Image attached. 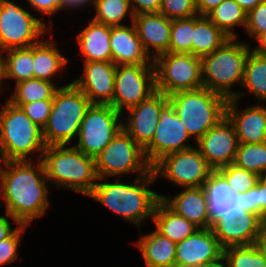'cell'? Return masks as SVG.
Listing matches in <instances>:
<instances>
[{"label":"cell","instance_id":"47","mask_svg":"<svg viewBox=\"0 0 266 267\" xmlns=\"http://www.w3.org/2000/svg\"><path fill=\"white\" fill-rule=\"evenodd\" d=\"M14 224L15 226L13 227ZM19 225L21 224L8 213L0 215V241L9 237Z\"/></svg>","mask_w":266,"mask_h":267},{"label":"cell","instance_id":"20","mask_svg":"<svg viewBox=\"0 0 266 267\" xmlns=\"http://www.w3.org/2000/svg\"><path fill=\"white\" fill-rule=\"evenodd\" d=\"M240 100L228 99L226 116L232 122L238 142L256 144L266 142V103L249 105L242 109Z\"/></svg>","mask_w":266,"mask_h":267},{"label":"cell","instance_id":"19","mask_svg":"<svg viewBox=\"0 0 266 267\" xmlns=\"http://www.w3.org/2000/svg\"><path fill=\"white\" fill-rule=\"evenodd\" d=\"M81 76L71 82L90 100L91 104L110 105L115 84L116 67L113 62H83Z\"/></svg>","mask_w":266,"mask_h":267},{"label":"cell","instance_id":"26","mask_svg":"<svg viewBox=\"0 0 266 267\" xmlns=\"http://www.w3.org/2000/svg\"><path fill=\"white\" fill-rule=\"evenodd\" d=\"M133 242L141 253L145 267H176V243L162 236L155 229L142 234Z\"/></svg>","mask_w":266,"mask_h":267},{"label":"cell","instance_id":"27","mask_svg":"<svg viewBox=\"0 0 266 267\" xmlns=\"http://www.w3.org/2000/svg\"><path fill=\"white\" fill-rule=\"evenodd\" d=\"M205 190L211 224L219 217L238 206V193L231 189L226 179L218 172L212 171L205 183Z\"/></svg>","mask_w":266,"mask_h":267},{"label":"cell","instance_id":"7","mask_svg":"<svg viewBox=\"0 0 266 267\" xmlns=\"http://www.w3.org/2000/svg\"><path fill=\"white\" fill-rule=\"evenodd\" d=\"M169 100L194 142L226 116L228 99L204 87L175 92Z\"/></svg>","mask_w":266,"mask_h":267},{"label":"cell","instance_id":"5","mask_svg":"<svg viewBox=\"0 0 266 267\" xmlns=\"http://www.w3.org/2000/svg\"><path fill=\"white\" fill-rule=\"evenodd\" d=\"M252 44L229 38L213 53L201 58L203 87L221 94L227 99L235 98L241 88L246 58ZM234 87V88H233Z\"/></svg>","mask_w":266,"mask_h":267},{"label":"cell","instance_id":"15","mask_svg":"<svg viewBox=\"0 0 266 267\" xmlns=\"http://www.w3.org/2000/svg\"><path fill=\"white\" fill-rule=\"evenodd\" d=\"M263 218L240 207L233 208L211 224V230L223 248L259 243Z\"/></svg>","mask_w":266,"mask_h":267},{"label":"cell","instance_id":"38","mask_svg":"<svg viewBox=\"0 0 266 267\" xmlns=\"http://www.w3.org/2000/svg\"><path fill=\"white\" fill-rule=\"evenodd\" d=\"M217 171L226 179L228 185L236 193H244L253 188L260 178L256 173L240 168L233 163Z\"/></svg>","mask_w":266,"mask_h":267},{"label":"cell","instance_id":"36","mask_svg":"<svg viewBox=\"0 0 266 267\" xmlns=\"http://www.w3.org/2000/svg\"><path fill=\"white\" fill-rule=\"evenodd\" d=\"M233 164L258 176H266V142L256 144L239 143Z\"/></svg>","mask_w":266,"mask_h":267},{"label":"cell","instance_id":"1","mask_svg":"<svg viewBox=\"0 0 266 267\" xmlns=\"http://www.w3.org/2000/svg\"><path fill=\"white\" fill-rule=\"evenodd\" d=\"M42 160L4 161L0 165V209L20 224L30 225L51 207Z\"/></svg>","mask_w":266,"mask_h":267},{"label":"cell","instance_id":"53","mask_svg":"<svg viewBox=\"0 0 266 267\" xmlns=\"http://www.w3.org/2000/svg\"><path fill=\"white\" fill-rule=\"evenodd\" d=\"M259 244L266 253V225L263 226L262 233L260 235Z\"/></svg>","mask_w":266,"mask_h":267},{"label":"cell","instance_id":"51","mask_svg":"<svg viewBox=\"0 0 266 267\" xmlns=\"http://www.w3.org/2000/svg\"><path fill=\"white\" fill-rule=\"evenodd\" d=\"M241 8L248 13L253 10L263 0H235Z\"/></svg>","mask_w":266,"mask_h":267},{"label":"cell","instance_id":"55","mask_svg":"<svg viewBox=\"0 0 266 267\" xmlns=\"http://www.w3.org/2000/svg\"><path fill=\"white\" fill-rule=\"evenodd\" d=\"M0 165L4 162V156L2 154V150H1V147H0Z\"/></svg>","mask_w":266,"mask_h":267},{"label":"cell","instance_id":"17","mask_svg":"<svg viewBox=\"0 0 266 267\" xmlns=\"http://www.w3.org/2000/svg\"><path fill=\"white\" fill-rule=\"evenodd\" d=\"M238 144L234 126L225 116L196 142V147L208 166L217 171L234 162Z\"/></svg>","mask_w":266,"mask_h":267},{"label":"cell","instance_id":"52","mask_svg":"<svg viewBox=\"0 0 266 267\" xmlns=\"http://www.w3.org/2000/svg\"><path fill=\"white\" fill-rule=\"evenodd\" d=\"M5 77H4V59H3V55H2V52H0V95L3 93L5 94L4 92L7 93V91H5L4 89L6 88L7 90V85L5 84ZM4 90V91H3Z\"/></svg>","mask_w":266,"mask_h":267},{"label":"cell","instance_id":"22","mask_svg":"<svg viewBox=\"0 0 266 267\" xmlns=\"http://www.w3.org/2000/svg\"><path fill=\"white\" fill-rule=\"evenodd\" d=\"M52 33L53 30L48 33L49 37L44 36V40L41 39L38 43L33 45L34 78L47 80L57 85L59 84V87H63L70 84L71 81H66L67 83H63L62 85V83H60L62 82L61 80L58 79V82L54 78L63 77L62 72H67V65L71 60L62 53V50L59 51L60 48L57 47V41L51 39L54 36Z\"/></svg>","mask_w":266,"mask_h":267},{"label":"cell","instance_id":"49","mask_svg":"<svg viewBox=\"0 0 266 267\" xmlns=\"http://www.w3.org/2000/svg\"><path fill=\"white\" fill-rule=\"evenodd\" d=\"M224 0H196V9L198 15L207 16Z\"/></svg>","mask_w":266,"mask_h":267},{"label":"cell","instance_id":"41","mask_svg":"<svg viewBox=\"0 0 266 267\" xmlns=\"http://www.w3.org/2000/svg\"><path fill=\"white\" fill-rule=\"evenodd\" d=\"M251 40H256L261 34L266 32V0L260 2L253 10L249 11L246 16V26L244 33Z\"/></svg>","mask_w":266,"mask_h":267},{"label":"cell","instance_id":"13","mask_svg":"<svg viewBox=\"0 0 266 267\" xmlns=\"http://www.w3.org/2000/svg\"><path fill=\"white\" fill-rule=\"evenodd\" d=\"M155 89L153 64L118 65L112 103L120 113L147 99Z\"/></svg>","mask_w":266,"mask_h":267},{"label":"cell","instance_id":"25","mask_svg":"<svg viewBox=\"0 0 266 267\" xmlns=\"http://www.w3.org/2000/svg\"><path fill=\"white\" fill-rule=\"evenodd\" d=\"M76 34L79 55L83 62H112L110 45L111 26L88 19Z\"/></svg>","mask_w":266,"mask_h":267},{"label":"cell","instance_id":"42","mask_svg":"<svg viewBox=\"0 0 266 267\" xmlns=\"http://www.w3.org/2000/svg\"><path fill=\"white\" fill-rule=\"evenodd\" d=\"M21 107L24 113L40 128H44L52 111L53 100L34 101L25 104H14Z\"/></svg>","mask_w":266,"mask_h":267},{"label":"cell","instance_id":"18","mask_svg":"<svg viewBox=\"0 0 266 267\" xmlns=\"http://www.w3.org/2000/svg\"><path fill=\"white\" fill-rule=\"evenodd\" d=\"M223 247L211 228H199L176 243V267H202L223 259Z\"/></svg>","mask_w":266,"mask_h":267},{"label":"cell","instance_id":"29","mask_svg":"<svg viewBox=\"0 0 266 267\" xmlns=\"http://www.w3.org/2000/svg\"><path fill=\"white\" fill-rule=\"evenodd\" d=\"M241 88L236 99L243 101L247 95H253L257 103H266V56L249 51Z\"/></svg>","mask_w":266,"mask_h":267},{"label":"cell","instance_id":"12","mask_svg":"<svg viewBox=\"0 0 266 267\" xmlns=\"http://www.w3.org/2000/svg\"><path fill=\"white\" fill-rule=\"evenodd\" d=\"M156 180L159 177L177 188L203 187L213 171L196 146L163 156L153 166Z\"/></svg>","mask_w":266,"mask_h":267},{"label":"cell","instance_id":"39","mask_svg":"<svg viewBox=\"0 0 266 267\" xmlns=\"http://www.w3.org/2000/svg\"><path fill=\"white\" fill-rule=\"evenodd\" d=\"M28 227L29 225L21 224L9 237L0 241V267L19 259L18 247L21 245L22 237Z\"/></svg>","mask_w":266,"mask_h":267},{"label":"cell","instance_id":"56","mask_svg":"<svg viewBox=\"0 0 266 267\" xmlns=\"http://www.w3.org/2000/svg\"><path fill=\"white\" fill-rule=\"evenodd\" d=\"M263 224L266 225V217L263 219Z\"/></svg>","mask_w":266,"mask_h":267},{"label":"cell","instance_id":"43","mask_svg":"<svg viewBox=\"0 0 266 267\" xmlns=\"http://www.w3.org/2000/svg\"><path fill=\"white\" fill-rule=\"evenodd\" d=\"M27 2V6L31 8L32 12H37L40 15V20L44 22L51 30L53 26V22L51 21L52 17L57 15L62 11V0H25ZM49 17V22L46 23L45 17ZM44 19V20H43Z\"/></svg>","mask_w":266,"mask_h":267},{"label":"cell","instance_id":"11","mask_svg":"<svg viewBox=\"0 0 266 267\" xmlns=\"http://www.w3.org/2000/svg\"><path fill=\"white\" fill-rule=\"evenodd\" d=\"M121 129L122 113L111 105L91 104L73 146L95 158Z\"/></svg>","mask_w":266,"mask_h":267},{"label":"cell","instance_id":"48","mask_svg":"<svg viewBox=\"0 0 266 267\" xmlns=\"http://www.w3.org/2000/svg\"><path fill=\"white\" fill-rule=\"evenodd\" d=\"M94 5V0H62V11L63 10H82L83 8H87L88 6L92 9ZM74 9V10H73Z\"/></svg>","mask_w":266,"mask_h":267},{"label":"cell","instance_id":"8","mask_svg":"<svg viewBox=\"0 0 266 267\" xmlns=\"http://www.w3.org/2000/svg\"><path fill=\"white\" fill-rule=\"evenodd\" d=\"M95 164L98 178L141 177L152 170L144 149L123 129L95 157Z\"/></svg>","mask_w":266,"mask_h":267},{"label":"cell","instance_id":"21","mask_svg":"<svg viewBox=\"0 0 266 267\" xmlns=\"http://www.w3.org/2000/svg\"><path fill=\"white\" fill-rule=\"evenodd\" d=\"M133 23L144 50L152 59L169 52L171 19L161 13L139 14Z\"/></svg>","mask_w":266,"mask_h":267},{"label":"cell","instance_id":"31","mask_svg":"<svg viewBox=\"0 0 266 267\" xmlns=\"http://www.w3.org/2000/svg\"><path fill=\"white\" fill-rule=\"evenodd\" d=\"M247 13L235 0H224L207 17L229 38H239L236 28L245 29Z\"/></svg>","mask_w":266,"mask_h":267},{"label":"cell","instance_id":"37","mask_svg":"<svg viewBox=\"0 0 266 267\" xmlns=\"http://www.w3.org/2000/svg\"><path fill=\"white\" fill-rule=\"evenodd\" d=\"M193 31L194 16L172 20L169 52L192 54Z\"/></svg>","mask_w":266,"mask_h":267},{"label":"cell","instance_id":"14","mask_svg":"<svg viewBox=\"0 0 266 267\" xmlns=\"http://www.w3.org/2000/svg\"><path fill=\"white\" fill-rule=\"evenodd\" d=\"M183 122L168 100L161 108L159 122L152 141L144 148L148 163L153 166L163 156L196 146ZM194 143V145H193Z\"/></svg>","mask_w":266,"mask_h":267},{"label":"cell","instance_id":"46","mask_svg":"<svg viewBox=\"0 0 266 267\" xmlns=\"http://www.w3.org/2000/svg\"><path fill=\"white\" fill-rule=\"evenodd\" d=\"M256 198L258 202V215L266 217V176H262L256 183Z\"/></svg>","mask_w":266,"mask_h":267},{"label":"cell","instance_id":"33","mask_svg":"<svg viewBox=\"0 0 266 267\" xmlns=\"http://www.w3.org/2000/svg\"><path fill=\"white\" fill-rule=\"evenodd\" d=\"M13 87L11 88L13 92L8 91L6 95V98L13 104L53 100L56 91L60 88L56 83L36 78L18 82Z\"/></svg>","mask_w":266,"mask_h":267},{"label":"cell","instance_id":"28","mask_svg":"<svg viewBox=\"0 0 266 267\" xmlns=\"http://www.w3.org/2000/svg\"><path fill=\"white\" fill-rule=\"evenodd\" d=\"M152 222L158 233L175 243L181 242L199 229L193 222L173 211L162 199L156 205Z\"/></svg>","mask_w":266,"mask_h":267},{"label":"cell","instance_id":"50","mask_svg":"<svg viewBox=\"0 0 266 267\" xmlns=\"http://www.w3.org/2000/svg\"><path fill=\"white\" fill-rule=\"evenodd\" d=\"M256 41L255 46H251V50L257 54L266 56V32L261 34Z\"/></svg>","mask_w":266,"mask_h":267},{"label":"cell","instance_id":"30","mask_svg":"<svg viewBox=\"0 0 266 267\" xmlns=\"http://www.w3.org/2000/svg\"><path fill=\"white\" fill-rule=\"evenodd\" d=\"M229 37L207 16L194 15L192 54L202 58L220 48Z\"/></svg>","mask_w":266,"mask_h":267},{"label":"cell","instance_id":"45","mask_svg":"<svg viewBox=\"0 0 266 267\" xmlns=\"http://www.w3.org/2000/svg\"><path fill=\"white\" fill-rule=\"evenodd\" d=\"M238 206L248 212L258 214L256 185L244 193H238Z\"/></svg>","mask_w":266,"mask_h":267},{"label":"cell","instance_id":"34","mask_svg":"<svg viewBox=\"0 0 266 267\" xmlns=\"http://www.w3.org/2000/svg\"><path fill=\"white\" fill-rule=\"evenodd\" d=\"M92 9V20L111 27L132 23L135 17L129 0H94Z\"/></svg>","mask_w":266,"mask_h":267},{"label":"cell","instance_id":"6","mask_svg":"<svg viewBox=\"0 0 266 267\" xmlns=\"http://www.w3.org/2000/svg\"><path fill=\"white\" fill-rule=\"evenodd\" d=\"M90 106V100L72 82L60 87L54 95L47 124L42 129L45 145H73Z\"/></svg>","mask_w":266,"mask_h":267},{"label":"cell","instance_id":"24","mask_svg":"<svg viewBox=\"0 0 266 267\" xmlns=\"http://www.w3.org/2000/svg\"><path fill=\"white\" fill-rule=\"evenodd\" d=\"M178 192L174 196L160 193V198L173 211L199 228H210L209 206L204 188H181Z\"/></svg>","mask_w":266,"mask_h":267},{"label":"cell","instance_id":"16","mask_svg":"<svg viewBox=\"0 0 266 267\" xmlns=\"http://www.w3.org/2000/svg\"><path fill=\"white\" fill-rule=\"evenodd\" d=\"M168 100L169 96L156 90L147 99L122 113V129L143 149L152 141L161 108Z\"/></svg>","mask_w":266,"mask_h":267},{"label":"cell","instance_id":"2","mask_svg":"<svg viewBox=\"0 0 266 267\" xmlns=\"http://www.w3.org/2000/svg\"><path fill=\"white\" fill-rule=\"evenodd\" d=\"M134 178L131 182H125L122 178H99L88 198L99 202L139 230L147 219L152 220L161 198L160 193L151 189V185L157 182L152 170L144 176Z\"/></svg>","mask_w":266,"mask_h":267},{"label":"cell","instance_id":"54","mask_svg":"<svg viewBox=\"0 0 266 267\" xmlns=\"http://www.w3.org/2000/svg\"><path fill=\"white\" fill-rule=\"evenodd\" d=\"M202 267H228V266H227V263L225 262V260L221 259L220 261H218L216 263L204 265Z\"/></svg>","mask_w":266,"mask_h":267},{"label":"cell","instance_id":"40","mask_svg":"<svg viewBox=\"0 0 266 267\" xmlns=\"http://www.w3.org/2000/svg\"><path fill=\"white\" fill-rule=\"evenodd\" d=\"M159 13L168 19H182L197 15L196 0H162Z\"/></svg>","mask_w":266,"mask_h":267},{"label":"cell","instance_id":"9","mask_svg":"<svg viewBox=\"0 0 266 267\" xmlns=\"http://www.w3.org/2000/svg\"><path fill=\"white\" fill-rule=\"evenodd\" d=\"M16 1L0 0V52L30 47L51 31L37 14Z\"/></svg>","mask_w":266,"mask_h":267},{"label":"cell","instance_id":"32","mask_svg":"<svg viewBox=\"0 0 266 267\" xmlns=\"http://www.w3.org/2000/svg\"><path fill=\"white\" fill-rule=\"evenodd\" d=\"M4 59V77L18 82L34 78L33 45L30 47L9 49L2 52Z\"/></svg>","mask_w":266,"mask_h":267},{"label":"cell","instance_id":"10","mask_svg":"<svg viewBox=\"0 0 266 267\" xmlns=\"http://www.w3.org/2000/svg\"><path fill=\"white\" fill-rule=\"evenodd\" d=\"M155 89L170 96L203 87L202 61L193 54L166 52L153 59Z\"/></svg>","mask_w":266,"mask_h":267},{"label":"cell","instance_id":"3","mask_svg":"<svg viewBox=\"0 0 266 267\" xmlns=\"http://www.w3.org/2000/svg\"><path fill=\"white\" fill-rule=\"evenodd\" d=\"M41 160L51 189L62 188L88 197L99 179L95 158L73 145L46 146Z\"/></svg>","mask_w":266,"mask_h":267},{"label":"cell","instance_id":"35","mask_svg":"<svg viewBox=\"0 0 266 267\" xmlns=\"http://www.w3.org/2000/svg\"><path fill=\"white\" fill-rule=\"evenodd\" d=\"M223 259L228 267H266V253L259 243L226 247Z\"/></svg>","mask_w":266,"mask_h":267},{"label":"cell","instance_id":"23","mask_svg":"<svg viewBox=\"0 0 266 267\" xmlns=\"http://www.w3.org/2000/svg\"><path fill=\"white\" fill-rule=\"evenodd\" d=\"M112 62L115 65L153 64L144 50L134 23L112 26L110 35Z\"/></svg>","mask_w":266,"mask_h":267},{"label":"cell","instance_id":"44","mask_svg":"<svg viewBox=\"0 0 266 267\" xmlns=\"http://www.w3.org/2000/svg\"><path fill=\"white\" fill-rule=\"evenodd\" d=\"M134 15L159 13L162 0H129Z\"/></svg>","mask_w":266,"mask_h":267},{"label":"cell","instance_id":"4","mask_svg":"<svg viewBox=\"0 0 266 267\" xmlns=\"http://www.w3.org/2000/svg\"><path fill=\"white\" fill-rule=\"evenodd\" d=\"M5 101L0 106V147L4 161L42 159L46 148L42 128L35 124L21 107L14 105L7 98Z\"/></svg>","mask_w":266,"mask_h":267}]
</instances>
